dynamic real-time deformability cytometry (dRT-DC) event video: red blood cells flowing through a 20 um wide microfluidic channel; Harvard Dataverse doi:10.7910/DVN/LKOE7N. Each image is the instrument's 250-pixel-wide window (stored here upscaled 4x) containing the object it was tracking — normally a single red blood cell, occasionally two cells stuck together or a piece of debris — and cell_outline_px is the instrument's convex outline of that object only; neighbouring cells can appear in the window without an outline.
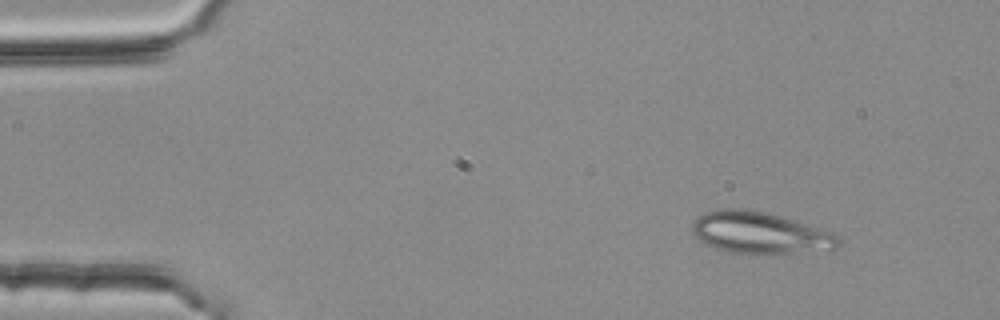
{"species": "common noctule bat (a hibernating species)", "species_latin": "Nyctalus noctula", "temperature_condition": "room temperature", "stored_images_in_passage": 3, "camera_frame_rate_fps": 3000, "um_per_image_px": 0.085, "animal": {"sex": "female", "body_mass_g": 25.1}, "frame": {"image": 1, "passage_image": 1, "time_ms": 0.0, "image_size_px": [1000, 320], "cell_outline_px": [[840, 244], [836, 248], [748, 256], [716, 248], [704, 244], [692, 232], [692, 224], [696, 216], [704, 212], [724, 208], [748, 208], [764, 212], [824, 228], [840, 236]], "centroid_in_image_um": [64.56, 19.79], "position_along_channel_um": 20.4, "area_um2": 35.95}}